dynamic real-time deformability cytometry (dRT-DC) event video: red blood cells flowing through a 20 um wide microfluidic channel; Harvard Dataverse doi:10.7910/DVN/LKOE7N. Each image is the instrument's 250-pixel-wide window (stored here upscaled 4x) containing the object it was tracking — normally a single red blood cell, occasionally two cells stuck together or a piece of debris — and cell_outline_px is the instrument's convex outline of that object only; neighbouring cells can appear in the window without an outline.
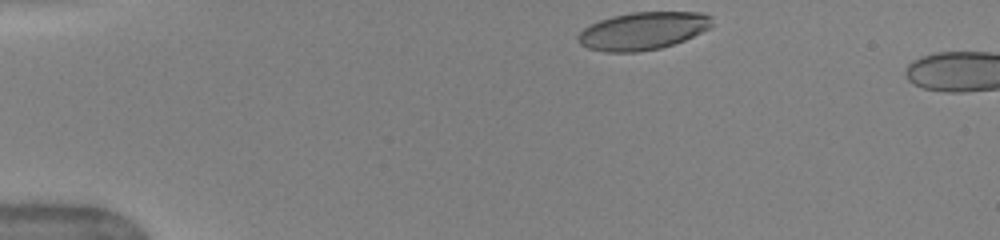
{"species": "human", "species_latin": "Homo sapiens", "temperature_condition": "warm", "stored_images_in_passage": 3, "camera_frame_rate_fps": 3000, "um_per_image_px": 0.085, "donor": {"sex": "female"}, "frame": {"image": 1, "passage_image": 1, "time_ms": 0.0, "image_size_px": [1000, 240], "cell_outline_px": [[712, 28], [684, 40], [660, 48], [640, 52], [604, 52], [588, 48], [580, 44], [576, 40], [576, 36], [584, 28], [600, 20], [612, 16], [632, 12], [700, 12], [712, 16]], "centroid_in_image_um": [54.65, 2.63], "position_along_channel_um": 30.3, "area_um2": 29.59}}